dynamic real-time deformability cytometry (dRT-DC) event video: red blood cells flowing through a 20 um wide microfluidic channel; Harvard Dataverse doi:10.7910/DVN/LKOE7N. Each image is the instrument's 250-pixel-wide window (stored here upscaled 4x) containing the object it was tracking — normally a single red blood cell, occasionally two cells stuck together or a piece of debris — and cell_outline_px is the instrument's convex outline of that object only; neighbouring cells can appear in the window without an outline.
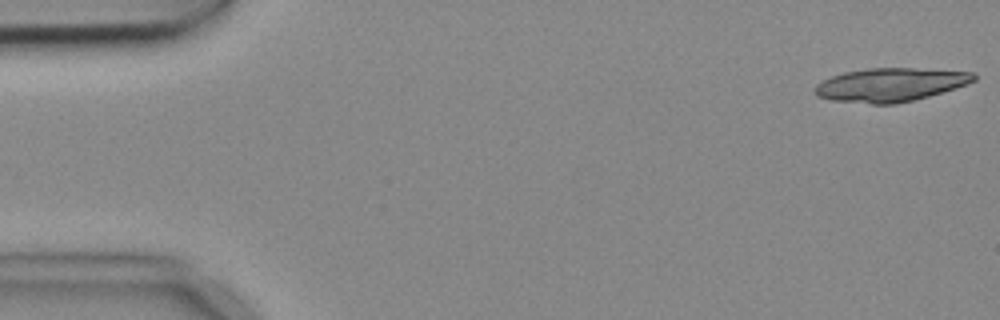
{"species": "common noctule bat (a hibernating species)", "species_latin": "Nyctalus noctula", "temperature_condition": "cold", "stored_images_in_passage": 6, "camera_frame_rate_fps": 3000, "um_per_image_px": 0.085, "animal": {"sex": "female", "body_mass_g": 18.4}, "frame": {"image": 1, "passage_image": 1, "time_ms": 0.0, "image_size_px": [1000, 320], "cell_outline_px": [[976, 80], [968, 84], [956, 88], [928, 96], [896, 104], [872, 104], [832, 100], [816, 96], [812, 92], [816, 84], [832, 76], [844, 72], [868, 68], [912, 68], [972, 72], [976, 76]], "centroid_in_image_um": [75.65, 7.21], "position_along_channel_um": 9.3, "area_um2": 31.04}}